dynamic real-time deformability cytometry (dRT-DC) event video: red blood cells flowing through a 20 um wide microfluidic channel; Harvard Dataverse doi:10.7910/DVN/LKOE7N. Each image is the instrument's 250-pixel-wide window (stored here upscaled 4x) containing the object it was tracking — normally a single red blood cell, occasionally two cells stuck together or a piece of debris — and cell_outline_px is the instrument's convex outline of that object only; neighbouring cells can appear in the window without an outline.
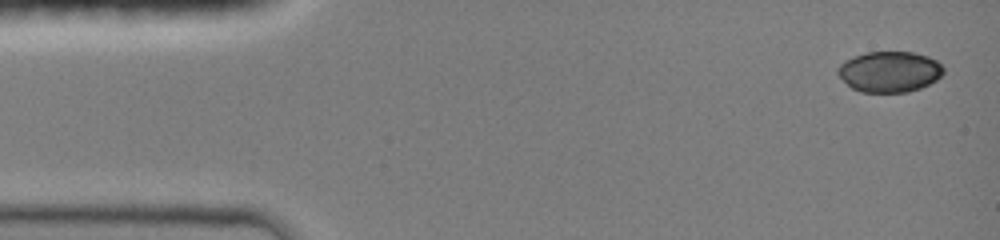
{"species": "common noctule bat (a hibernating species)", "species_latin": "Nyctalus noctula", "temperature_condition": "room temperature", "stored_images_in_passage": 13, "camera_frame_rate_fps": 3000, "um_per_image_px": 0.085, "animal": {"sex": "female", "body_mass_g": 19.0, "forearm_length_mm": 51.5}, "frame": {"image": 1, "passage_image": 1, "time_ms": 0.0, "image_size_px": [1000, 240], "cell_outline_px": [[944, 72], [936, 80], [920, 88], [908, 92], [860, 92], [852, 88], [836, 72], [840, 64], [844, 60], [868, 52], [912, 52], [928, 56], [936, 60], [944, 68]], "centroid_in_image_um": [75.62, 6.09], "position_along_channel_um": 9.4, "area_um2": 24.97}}
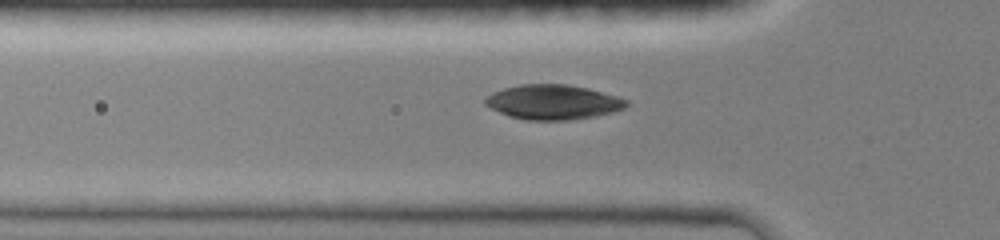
{"frame": {"image": 2, "passage_image": 10, "time_ms": 4.333, "image_size_px": [1000, 240], "cell_outline_px": [[628, 104], [624, 108], [612, 112], [596, 116], [568, 120], [528, 120], [508, 116], [484, 104], [484, 100], [492, 92], [504, 88], [520, 84], [568, 84], [588, 88], [616, 96], [628, 100]], "centroid_in_image_um": [47.0, 8.67], "position_along_channel_um": 78.8, "area_um2": 28.5}}
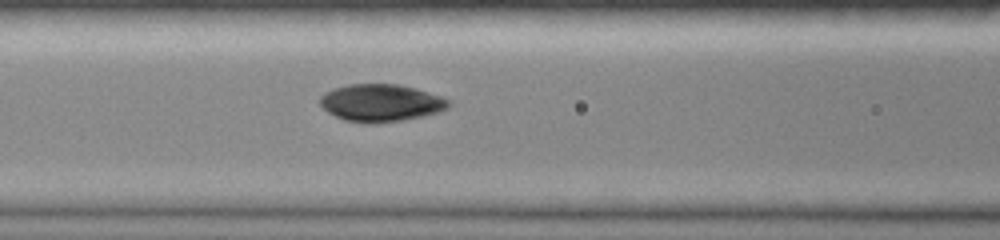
{"frame": {"image": 3, "passage_image": 13, "time_ms": 5.667, "image_size_px": [1000, 240], "cell_outline_px": [[452, 104], [448, 108], [436, 112], [404, 120], [368, 124], [344, 120], [328, 112], [320, 104], [320, 96], [324, 92], [332, 88], [348, 84], [400, 84], [416, 88], [444, 96]], "centroid_in_image_um": [32.38, 8.73], "position_along_channel_um": 134.2, "area_um2": 28.21}}